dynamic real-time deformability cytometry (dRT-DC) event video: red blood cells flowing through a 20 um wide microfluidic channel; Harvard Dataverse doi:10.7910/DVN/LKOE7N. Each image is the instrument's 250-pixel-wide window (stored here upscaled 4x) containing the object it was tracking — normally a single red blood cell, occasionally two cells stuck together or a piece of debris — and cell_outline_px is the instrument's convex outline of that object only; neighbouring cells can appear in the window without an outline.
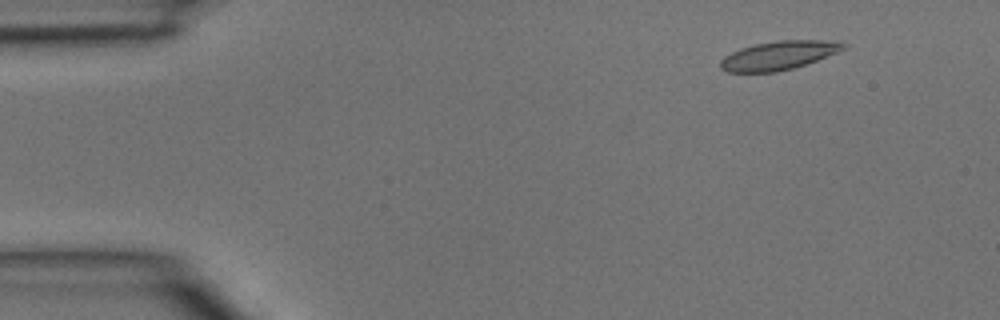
{"species": "common noctule bat (a hibernating species)", "species_latin": "Nyctalus noctula", "temperature_condition": "room temperature", "stored_images_in_passage": 4, "camera_frame_rate_fps": 3000, "um_per_image_px": 0.085, "animal": {"sex": "male", "body_mass_g": 15.6}, "frame": {"image": 1, "passage_image": 2, "time_ms": 0.333, "image_size_px": [1000, 320], "cell_outline_px": [[848, 44], [844, 48], [836, 52], [816, 60], [792, 68], [776, 72], [728, 72], [720, 68], [720, 60], [724, 56], [740, 48], [756, 44], [780, 40], [840, 40]], "centroid_in_image_um": [66.18, 4.7], "position_along_channel_um": 18.8, "area_um2": 20.46}}